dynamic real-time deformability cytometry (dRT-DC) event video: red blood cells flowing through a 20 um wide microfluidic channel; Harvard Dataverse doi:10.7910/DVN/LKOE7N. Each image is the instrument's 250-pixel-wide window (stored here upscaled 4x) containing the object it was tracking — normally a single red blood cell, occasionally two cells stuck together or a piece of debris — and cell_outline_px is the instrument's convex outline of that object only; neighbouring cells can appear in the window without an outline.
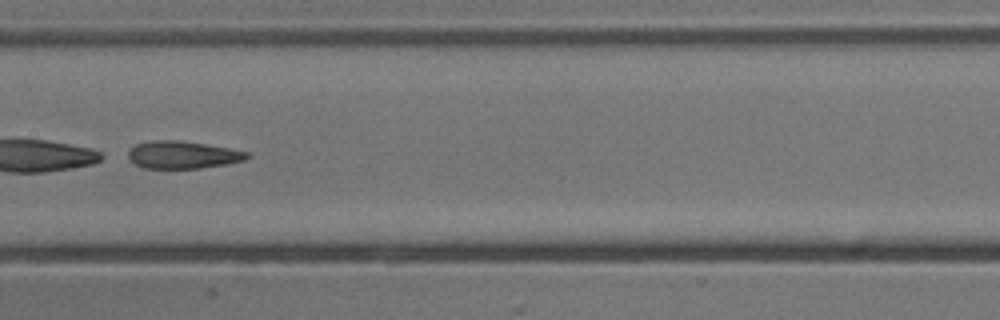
{"species": "common noctule bat (a hibernating species)", "species_latin": "Nyctalus noctula", "temperature_condition": "cold", "stored_images_in_passage": 8, "camera_frame_rate_fps": 3000, "um_per_image_px": 0.085, "animal": {"sex": "male", "body_mass_g": 13.3}, "frame": {"image": 1, "passage_image": 7, "time_ms": 7.0, "image_size_px": [1000, 320], "cell_outline_px": [[252, 156], [244, 160], [228, 164], [200, 168], [144, 168], [136, 164], [128, 156], [128, 152], [136, 144], [152, 140], [180, 140], [228, 148], [248, 152]], "centroid_in_image_um": [15.56, 13.16], "position_along_channel_um": 191.8, "area_um2": 18.9}}